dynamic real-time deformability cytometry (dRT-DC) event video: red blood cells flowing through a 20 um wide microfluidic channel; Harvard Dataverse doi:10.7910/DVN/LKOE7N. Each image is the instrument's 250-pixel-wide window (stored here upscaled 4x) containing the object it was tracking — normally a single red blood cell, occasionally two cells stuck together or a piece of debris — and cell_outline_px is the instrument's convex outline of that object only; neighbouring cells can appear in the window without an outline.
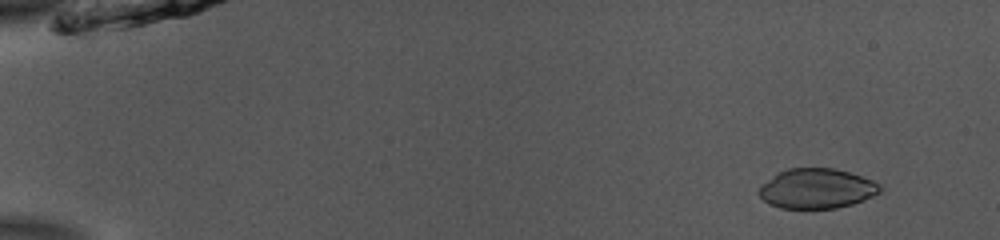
{"species": "common noctule bat (a hibernating species)", "species_latin": "Nyctalus noctula", "temperature_condition": "room temperature", "stored_images_in_passage": 53, "camera_frame_rate_fps": 3000, "um_per_image_px": 0.085, "animal": {"sex": "male", "body_mass_g": 13.0, "forearm_length_mm": 53.1}, "frame": {"image": 1, "passage_image": 5, "time_ms": 1.333, "image_size_px": [1000, 240], "cell_outline_px": [[880, 192], [872, 196], [852, 204], [836, 208], [780, 208], [768, 204], [756, 192], [764, 184], [780, 172], [788, 168], [832, 168], [848, 172], [872, 180], [880, 184]], "centroid_in_image_um": [69.42, 16.04], "position_along_channel_um": 15.6, "area_um2": 27.74}}
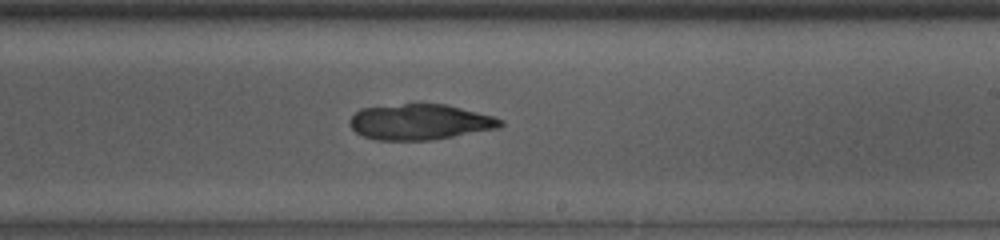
{"frame": {"image": 2, "passage_image": 33, "time_ms": 10.667, "image_size_px": [1000, 240], "cell_outline_px": [[504, 124], [496, 128], [432, 140], [376, 140], [364, 136], [356, 132], [348, 124], [348, 120], [360, 108], [404, 104], [448, 104], [492, 116], [504, 120]], "centroid_in_image_um": [35.66, 10.36], "position_along_channel_um": 253.3, "area_um2": 31.15}}
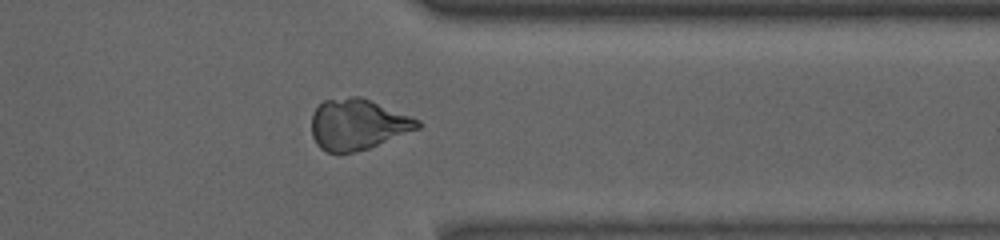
{"frame": {"image": 3, "passage_image": 43, "time_ms": 14.0, "image_size_px": [1000, 240], "cell_outline_px": [[424, 124], [420, 128], [368, 148], [352, 152], [328, 152], [320, 148], [316, 144], [312, 136], [312, 112], [324, 100], [352, 96], [360, 96], [420, 120]], "centroid_in_image_um": [30.4, 10.56], "position_along_channel_um": 381.0, "area_um2": 31.21}}